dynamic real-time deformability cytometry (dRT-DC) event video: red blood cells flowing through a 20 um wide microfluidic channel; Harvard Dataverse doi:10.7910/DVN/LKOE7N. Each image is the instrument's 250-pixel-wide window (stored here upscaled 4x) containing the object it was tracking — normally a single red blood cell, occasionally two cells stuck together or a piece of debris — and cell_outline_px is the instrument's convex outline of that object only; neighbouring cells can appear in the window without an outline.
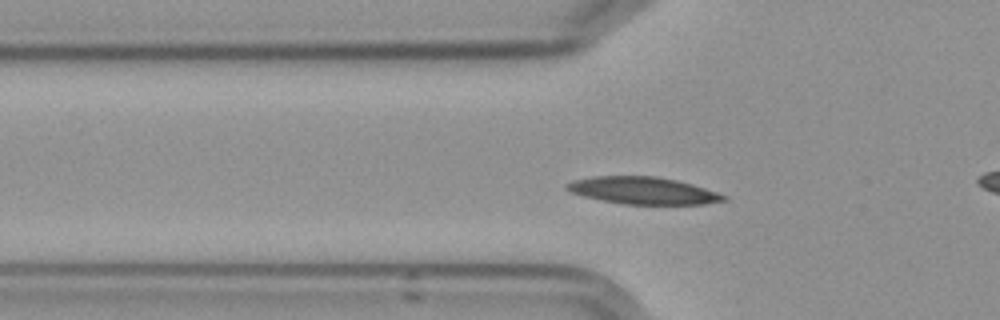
{"species": "Egyptian fruit bat (a non-hibernating species)", "species_latin": "Rousettus aegyptiacus", "temperature_condition": "cold", "stored_images_in_passage": 42, "camera_frame_rate_fps": 3000, "um_per_image_px": 0.085, "frame": {"image": 1, "passage_image": 12, "time_ms": 3.667, "image_size_px": [1000, 320], "cell_outline_px": [[728, 200], [704, 204], [624, 204], [584, 196], [568, 192], [564, 188], [564, 184], [572, 180], [592, 176], [656, 176], [676, 180], [692, 184], [728, 196]], "centroid_in_image_um": [54.62, 16.19], "position_along_channel_um": 71.2, "area_um2": 24.85}}
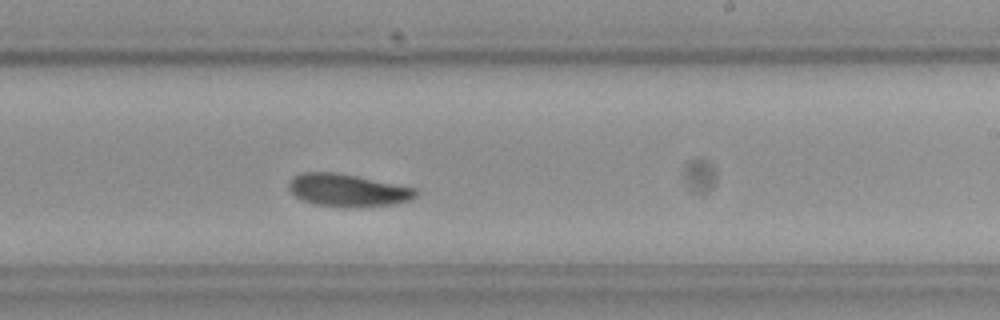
{"frame": {"image": 2, "passage_image": 28, "time_ms": 9.0, "image_size_px": [1000, 320], "cell_outline_px": [[420, 192], [416, 196], [408, 200], [396, 204], [312, 204], [296, 196], [288, 188], [288, 180], [292, 176], [300, 172], [336, 172], [416, 188]], "centroid_in_image_um": [29.51, 16.1], "position_along_channel_um": 259.5, "area_um2": 23.12}}
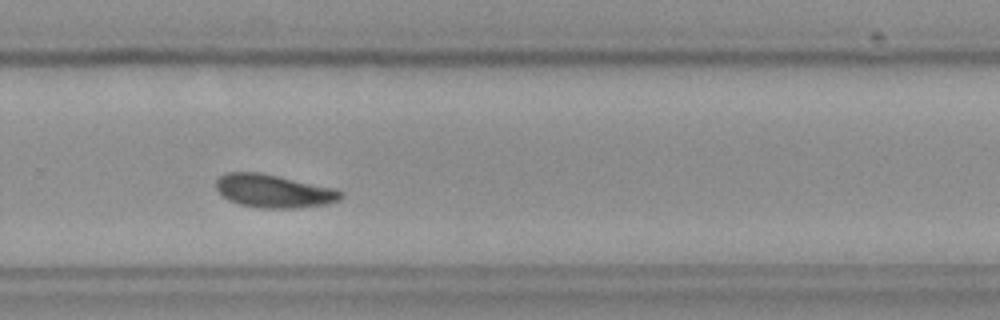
{"frame": {"image": 3, "passage_image": 32, "time_ms": 10.333, "image_size_px": [1000, 320], "cell_outline_px": [[344, 196], [340, 200], [332, 204], [300, 208], [260, 208], [240, 204], [228, 200], [216, 188], [216, 180], [224, 172], [260, 172], [336, 188], [344, 192]], "centroid_in_image_um": [23.33, 16.24], "position_along_channel_um": 306.5, "area_um2": 24.51}, "authors_computed_cell_mechanics": {"area_um2": 23.8425, "velocity_mm_per_s": 3.5401, "shape_relaxation_time_tau1_ms": 4.0576, "shape_relaxation_time_tau2_ms": 3.8617, "deformation_change_tau1": 0.1134, "deformation_change_tau2": 0.0752}}